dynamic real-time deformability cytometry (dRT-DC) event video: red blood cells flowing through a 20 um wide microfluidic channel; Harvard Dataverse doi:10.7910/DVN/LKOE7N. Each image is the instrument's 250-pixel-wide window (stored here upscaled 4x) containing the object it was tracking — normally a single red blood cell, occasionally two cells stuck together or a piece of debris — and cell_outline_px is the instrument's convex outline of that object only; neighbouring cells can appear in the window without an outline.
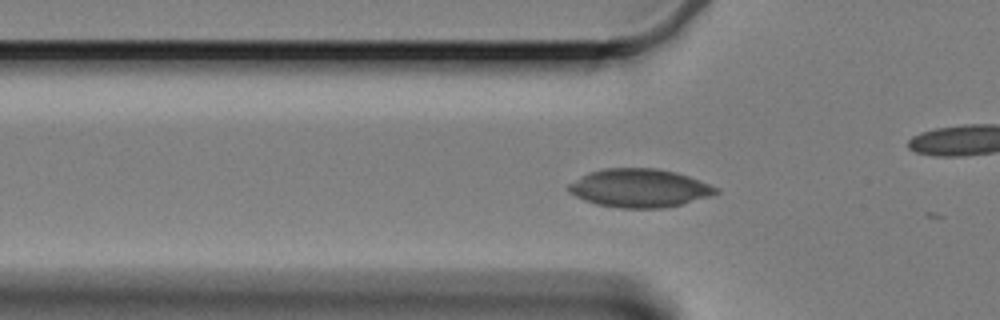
{"species": "Egyptian fruit bat (a non-hibernating species)", "species_latin": "Rousettus aegyptiacus", "temperature_condition": "cold", "stored_images_in_passage": 14, "camera_frame_rate_fps": 3000, "um_per_image_px": 0.085, "animal": {"sex": "female"}, "frame": {"image": 1, "passage_image": 8, "time_ms": 2.333, "image_size_px": [1000, 320], "cell_outline_px": [[720, 192], [712, 196], [684, 204], [664, 208], [620, 208], [596, 204], [584, 200], [568, 192], [568, 184], [588, 172], [604, 168], [660, 168], [676, 172], [688, 176], [720, 188]], "centroid_in_image_um": [54.38, 15.99], "position_along_channel_um": 71.4, "area_um2": 33.29}}
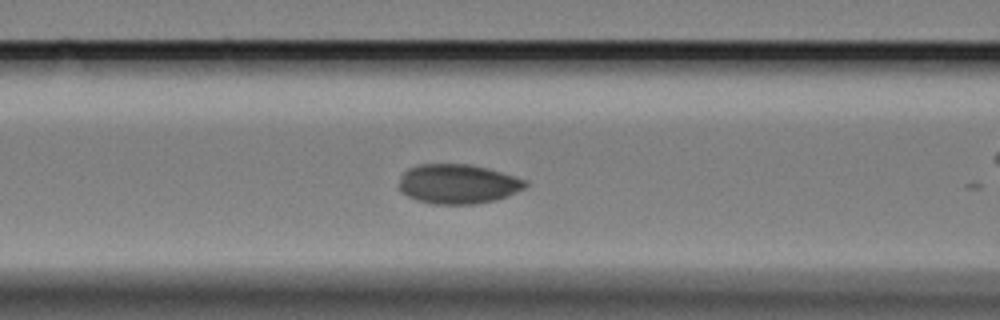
{"frame": {"image": 2, "passage_image": 13, "time_ms": 4.0, "image_size_px": [1000, 320], "cell_outline_px": [[528, 184], [524, 188], [508, 196], [496, 200], [472, 204], [432, 204], [408, 196], [400, 192], [400, 180], [404, 172], [408, 168], [416, 164], [468, 164], [488, 168], [528, 180]], "centroid_in_image_um": [38.94, 15.63], "position_along_channel_um": 127.7, "area_um2": 29.13}}